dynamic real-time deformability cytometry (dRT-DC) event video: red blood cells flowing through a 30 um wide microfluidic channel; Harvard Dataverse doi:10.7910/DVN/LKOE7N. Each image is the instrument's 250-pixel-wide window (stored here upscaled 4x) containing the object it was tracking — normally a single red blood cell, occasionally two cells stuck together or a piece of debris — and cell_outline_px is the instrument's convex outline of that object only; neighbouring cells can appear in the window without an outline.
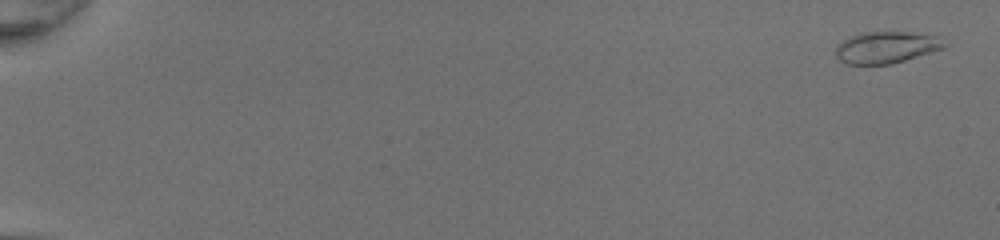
{"species": "common noctule bat (a hibernating species)", "species_latin": "Nyctalus noctula", "temperature_condition": "room temperature", "stored_images_in_passage": 51, "camera_frame_rate_fps": 3000, "um_per_image_px": 0.085, "animal": {"sex": "female", "body_mass_g": 20.0, "forearm_length_mm": 54.0}, "frame": {"image": 1, "passage_image": 2, "time_ms": 0.333, "image_size_px": [1000, 240], "cell_outline_px": [[944, 48], [892, 64], [848, 64], [840, 60], [836, 56], [836, 44], [852, 36], [864, 32], [908, 32], [944, 36]], "centroid_in_image_um": [75.36, 4.02], "position_along_channel_um": 9.6, "area_um2": 20.06}}
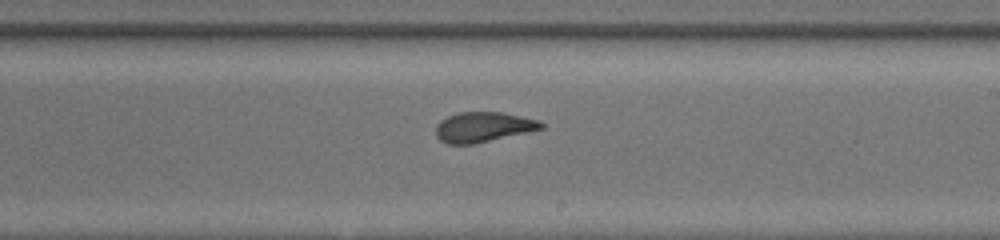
{"frame": {"image": 2, "passage_image": 33, "time_ms": 10.667, "image_size_px": [1000, 240], "cell_outline_px": [[544, 128], [472, 144], [448, 144], [440, 140], [436, 136], [436, 124], [440, 120], [448, 116], [460, 112], [504, 112], [540, 120], [544, 124]], "centroid_in_image_um": [41.06, 10.78], "position_along_channel_um": 247.9, "area_um2": 18.38}}
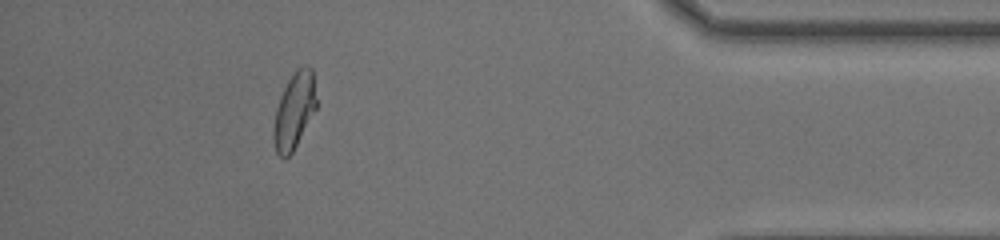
{"frame": {"image": 3, "passage_image": 47, "time_ms": 15.333, "image_size_px": [1000, 240], "cell_outline_px": [[316, 108], [292, 152], [284, 160], [276, 152], [272, 136], [272, 128], [276, 108], [280, 96], [288, 80], [296, 68], [304, 64], [312, 68], [316, 100]], "centroid_in_image_um": [24.98, 9.4], "position_along_channel_um": 410.2, "area_um2": 18.96}, "authors_computed_cell_mechanics": {"area_um2": 19.5364, "velocity_mm_per_s": 4.3016, "shape_relaxation_time_tau1_ms": 3.9398, "shape_relaxation_time_tau2_ms": 0.9143, "deformation_change_tau1": 0.1851, "deformation_change_tau2": 0.0835}}